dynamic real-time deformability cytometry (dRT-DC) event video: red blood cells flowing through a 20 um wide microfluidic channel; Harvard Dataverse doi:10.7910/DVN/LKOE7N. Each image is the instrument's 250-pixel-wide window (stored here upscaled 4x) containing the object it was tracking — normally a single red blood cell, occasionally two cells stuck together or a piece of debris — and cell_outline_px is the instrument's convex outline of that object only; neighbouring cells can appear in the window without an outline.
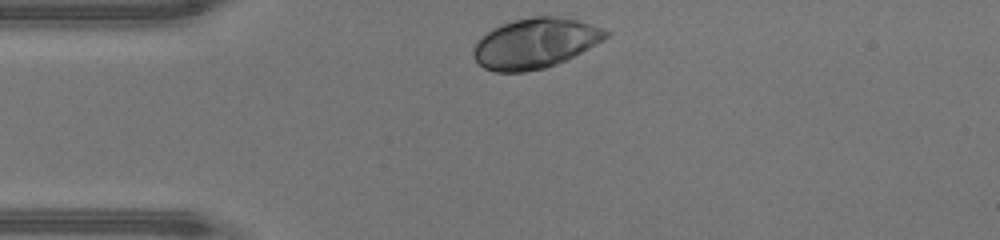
{"species": "human", "species_latin": "Homo sapiens", "temperature_condition": "warm", "stored_images_in_passage": 27, "camera_frame_rate_fps": 3000, "um_per_image_px": 0.085, "donor": {"sex": "male"}, "frame": {"image": 1, "passage_image": 1, "time_ms": 0.0, "image_size_px": [1000, 240], "cell_outline_px": [[612, 32], [608, 36], [568, 60], [544, 68], [524, 72], [496, 72], [484, 68], [472, 56], [472, 48], [476, 40], [488, 32], [504, 24], [516, 20], [536, 16], [556, 16], [576, 20]], "centroid_in_image_um": [45.45, 3.7], "position_along_channel_um": 39.5, "area_um2": 38.26}}
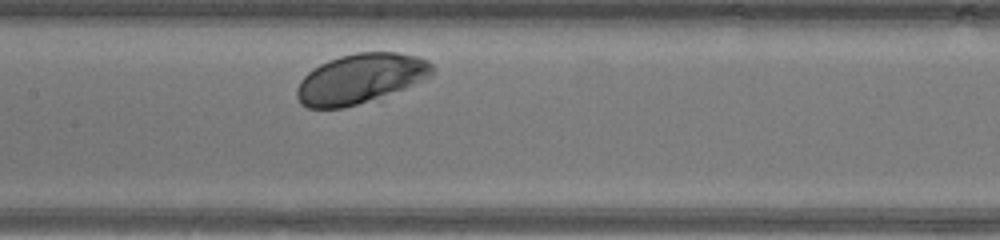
{"frame": {"image": 2, "passage_image": 13, "time_ms": 4.0, "image_size_px": [1000, 240], "cell_outline_px": [[436, 72], [432, 76], [404, 88], [344, 108], [308, 108], [300, 104], [296, 96], [296, 88], [300, 80], [312, 68], [328, 60], [340, 56], [356, 52], [396, 52], [416, 56], [428, 60], [436, 68]], "centroid_in_image_um": [30.63, 6.67], "position_along_channel_um": 176.8, "area_um2": 39.25}}
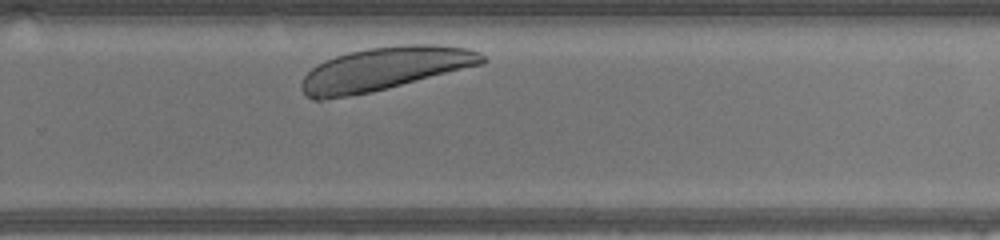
{"frame": {"image": 3, "passage_image": 22, "time_ms": 7.0, "image_size_px": [1000, 240], "cell_outline_px": [[488, 60], [484, 64], [372, 92], [348, 96], [320, 100], [316, 100], [304, 96], [300, 88], [300, 84], [304, 76], [316, 64], [324, 60], [348, 52], [368, 48], [400, 44], [436, 44], [468, 48], [480, 52]], "centroid_in_image_um": [32.69, 5.84], "position_along_channel_um": 297.1, "area_um2": 45.89}, "authors_computed_cell_mechanics": {"area_um2": 39.5352, "velocity_mm_per_s": 4.0299, "shape_relaxation_time_tau1_ms": 0.5027, "shape_relaxation_time_tau2_ms": null, "deformation_change_tau1": 0.0452, "deformation_change_tau2": null}}